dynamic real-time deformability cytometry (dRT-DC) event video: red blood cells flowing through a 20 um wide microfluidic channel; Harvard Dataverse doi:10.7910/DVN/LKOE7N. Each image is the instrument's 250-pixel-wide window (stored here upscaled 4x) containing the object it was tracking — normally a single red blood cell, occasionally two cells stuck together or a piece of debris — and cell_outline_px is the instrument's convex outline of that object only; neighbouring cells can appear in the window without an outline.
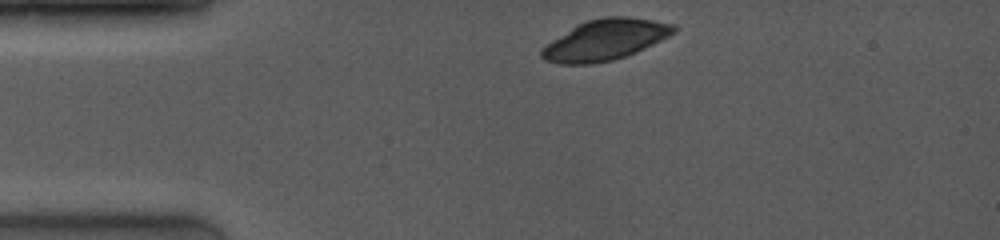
{"species": "common noctule bat (a hibernating species)", "species_latin": "Nyctalus noctula", "temperature_condition": "room temperature", "stored_images_in_passage": 2, "camera_frame_rate_fps": 4000, "um_per_image_px": 0.085, "animal": {"sex": "female", "body_mass_g": 19.0, "forearm_length_mm": 53.3}, "frame": {"image": 1, "passage_image": 1, "time_ms": 0.0, "image_size_px": [1000, 240], "cell_outline_px": [[676, 32], [636, 52], [612, 60], [588, 64], [560, 64], [544, 60], [540, 56], [540, 48], [544, 44], [576, 24], [584, 20], [604, 16], [628, 16], [676, 24]], "centroid_in_image_um": [51.38, 3.37], "position_along_channel_um": 33.6, "area_um2": 31.62}}